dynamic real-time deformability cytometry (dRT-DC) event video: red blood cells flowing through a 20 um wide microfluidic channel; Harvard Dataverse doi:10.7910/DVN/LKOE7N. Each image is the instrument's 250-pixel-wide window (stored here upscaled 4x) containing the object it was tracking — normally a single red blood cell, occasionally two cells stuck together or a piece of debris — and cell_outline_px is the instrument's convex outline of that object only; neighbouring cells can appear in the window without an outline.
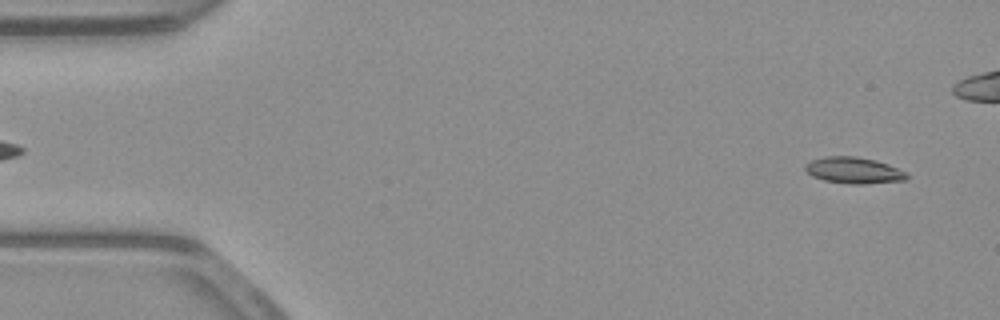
{"species": "common noctule bat (a hibernating species)", "species_latin": "Nyctalus noctula", "temperature_condition": "warm", "stored_images_in_passage": 46, "camera_frame_rate_fps": 3000, "um_per_image_px": 0.085, "animal": {"sex": "male", "body_mass_g": 23.1, "forearm_length_mm": 52.7}, "frame": {"image": 1, "passage_image": 3, "time_ms": 0.667, "image_size_px": [1000, 320], "cell_outline_px": [[908, 176], [904, 180], [864, 184], [848, 184], [824, 180], [812, 176], [804, 168], [804, 164], [812, 160], [824, 156], [856, 156], [876, 160], [888, 164], [908, 172]], "centroid_in_image_um": [72.57, 14.47], "position_along_channel_um": 12.4, "area_um2": 15.66}}
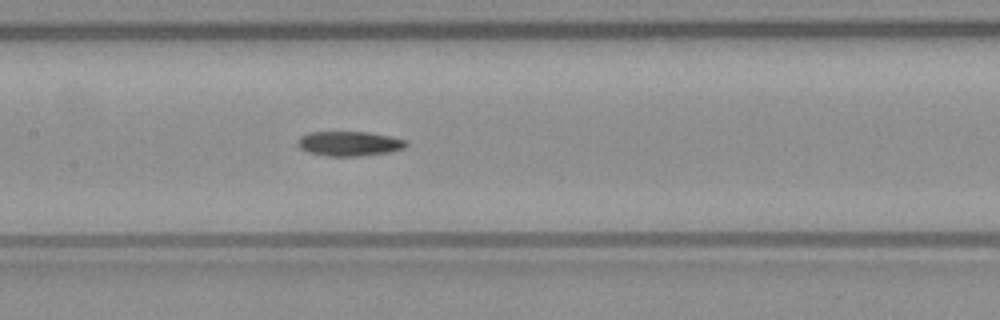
{"frame": {"image": 2, "passage_image": 25, "time_ms": 8.0, "image_size_px": [1000, 320], "cell_outline_px": [[408, 144], [404, 148], [388, 152], [360, 156], [328, 156], [308, 152], [300, 148], [296, 144], [296, 140], [300, 136], [308, 132], [368, 132], [408, 140]], "centroid_in_image_um": [29.66, 12.2], "position_along_channel_um": 177.7, "area_um2": 15.66}}
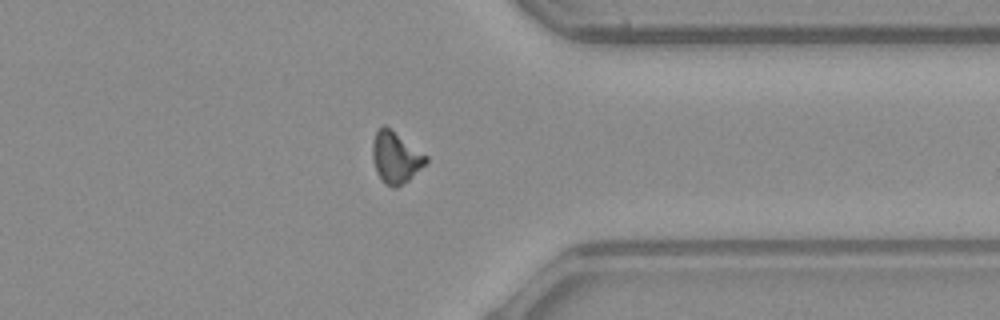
{"frame": {"image": 3, "passage_image": 41, "time_ms": 13.333, "image_size_px": [1000, 320], "cell_outline_px": [[428, 160], [408, 180], [396, 188], [392, 188], [384, 184], [376, 172], [372, 156], [372, 144], [376, 132], [384, 124], [428, 156]], "centroid_in_image_um": [33.61, 13.4], "position_along_channel_um": 377.8, "area_um2": 15.84}}